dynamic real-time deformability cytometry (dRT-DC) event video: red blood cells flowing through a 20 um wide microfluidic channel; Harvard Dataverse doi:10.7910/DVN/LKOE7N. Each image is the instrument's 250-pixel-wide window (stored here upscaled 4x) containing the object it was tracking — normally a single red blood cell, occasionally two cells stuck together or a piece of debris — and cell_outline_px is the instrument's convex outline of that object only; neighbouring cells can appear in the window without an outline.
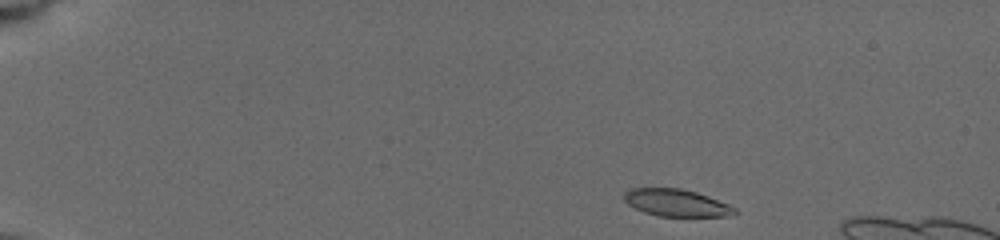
{"species": "common noctule bat (a hibernating species)", "species_latin": "Nyctalus noctula", "temperature_condition": "cold", "stored_images_in_passage": 8, "camera_frame_rate_fps": 3000, "um_per_image_px": 0.085, "animal": {"sex": "female", "body_mass_g": 19.5, "forearm_length_mm": 54.1}, "frame": {"image": 1, "passage_image": 1, "time_ms": 0.0, "image_size_px": [1000, 240], "cell_outline_px": [[740, 212], [732, 216], [660, 216], [644, 212], [628, 204], [624, 200], [624, 192], [632, 188], [680, 188], [696, 192], [708, 196], [728, 204], [736, 208]], "centroid_in_image_um": [57.53, 17.24], "position_along_channel_um": 27.5, "area_um2": 17.51}}